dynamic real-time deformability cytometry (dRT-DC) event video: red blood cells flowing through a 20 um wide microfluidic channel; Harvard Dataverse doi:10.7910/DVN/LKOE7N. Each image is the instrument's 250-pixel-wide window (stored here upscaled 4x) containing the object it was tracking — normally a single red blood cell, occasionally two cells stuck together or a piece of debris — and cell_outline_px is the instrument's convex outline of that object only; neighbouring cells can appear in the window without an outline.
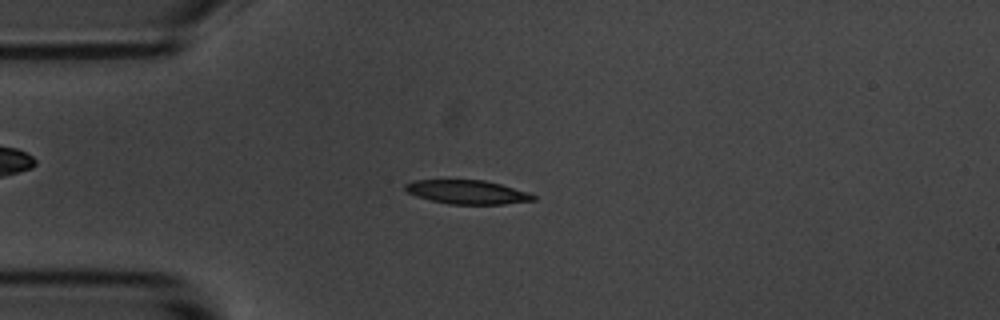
{"species": "common noctule bat (a hibernating species)", "species_latin": "Nyctalus noctula", "temperature_condition": "room temperature", "stored_images_in_passage": 6, "camera_frame_rate_fps": 3000, "um_per_image_px": 0.085, "animal": {"sex": "male", "body_mass_g": 20.1, "forearm_length_mm": 53.5}, "frame": {"image": 1, "passage_image": 4, "time_ms": 3.333, "image_size_px": [1000, 320], "cell_outline_px": [[536, 200], [504, 204], [448, 204], [416, 196], [408, 192], [404, 188], [404, 184], [412, 180], [484, 180], [532, 192], [536, 196]], "centroid_in_image_um": [39.76, 16.32], "position_along_channel_um": 45.2, "area_um2": 17.92}}